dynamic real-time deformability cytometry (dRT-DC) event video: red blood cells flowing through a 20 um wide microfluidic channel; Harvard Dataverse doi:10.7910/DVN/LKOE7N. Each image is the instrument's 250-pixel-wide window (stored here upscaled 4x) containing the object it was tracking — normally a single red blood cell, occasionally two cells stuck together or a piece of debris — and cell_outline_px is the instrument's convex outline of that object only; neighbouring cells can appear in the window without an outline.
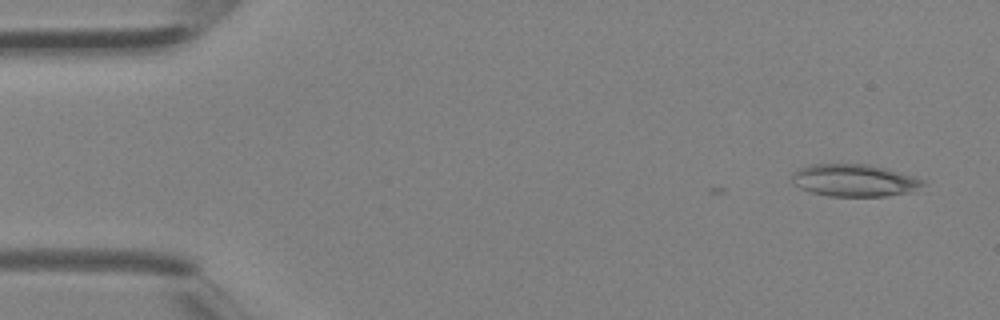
{"species": "Egyptian fruit bat (a non-hibernating species)", "species_latin": "Rousettus aegyptiacus", "temperature_condition": "room temperature", "stored_images_in_passage": 2, "camera_frame_rate_fps": 3000, "um_per_image_px": 0.085, "animal": {"sex": "female"}, "frame": {"image": 1, "passage_image": 2, "time_ms": 0.333, "image_size_px": [1000, 320], "cell_outline_px": [[928, 180], [924, 184], [908, 192], [884, 196], [828, 196], [812, 192], [800, 188], [792, 184], [792, 172], [800, 168], [812, 164], [868, 164], [888, 168]], "centroid_in_image_um": [72.61, 15.32], "position_along_channel_um": 12.4, "area_um2": 24.74}}